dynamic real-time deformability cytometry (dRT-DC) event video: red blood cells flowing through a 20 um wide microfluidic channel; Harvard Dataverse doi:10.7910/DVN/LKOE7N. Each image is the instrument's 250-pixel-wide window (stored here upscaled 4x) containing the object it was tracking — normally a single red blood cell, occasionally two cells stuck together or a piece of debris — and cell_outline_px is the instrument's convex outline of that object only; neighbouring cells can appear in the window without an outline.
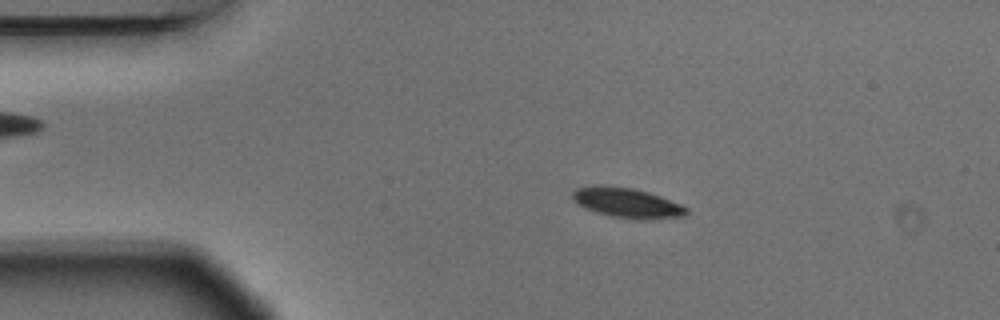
{"species": "Egyptian fruit bat (a non-hibernating species)", "species_latin": "Rousettus aegyptiacus", "temperature_condition": "warm", "stored_images_in_passage": 6, "camera_frame_rate_fps": 3000, "um_per_image_px": 0.085, "animal": {"sex": "male"}, "frame": {"image": 1, "passage_image": 2, "time_ms": 0.333, "image_size_px": [1000, 320], "cell_outline_px": [[688, 212], [684, 216], [648, 220], [636, 220], [612, 216], [596, 212], [584, 208], [572, 200], [572, 192], [576, 188], [596, 184], [600, 184], [632, 188], [648, 192], [660, 196], [680, 204], [688, 208]], "centroid_in_image_um": [53.27, 17.24], "position_along_channel_um": 31.7, "area_um2": 20.11}}
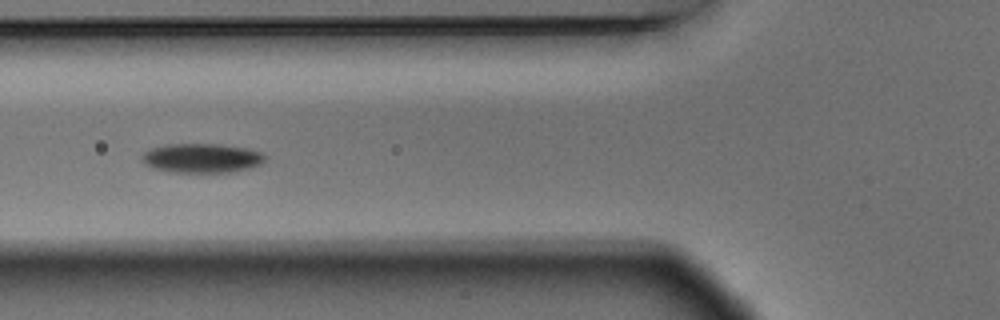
{"frame": {"image": 2, "passage_image": 5, "time_ms": 1.333, "image_size_px": [1000, 320], "cell_outline_px": [[268, 156], [260, 164], [252, 168], [232, 172], [168, 172], [152, 168], [144, 164], [140, 160], [140, 156], [148, 148], [164, 144], [220, 144], [248, 148], [264, 152]], "centroid_in_image_um": [17.13, 13.43], "position_along_channel_um": 108.7, "area_um2": 21.62}}
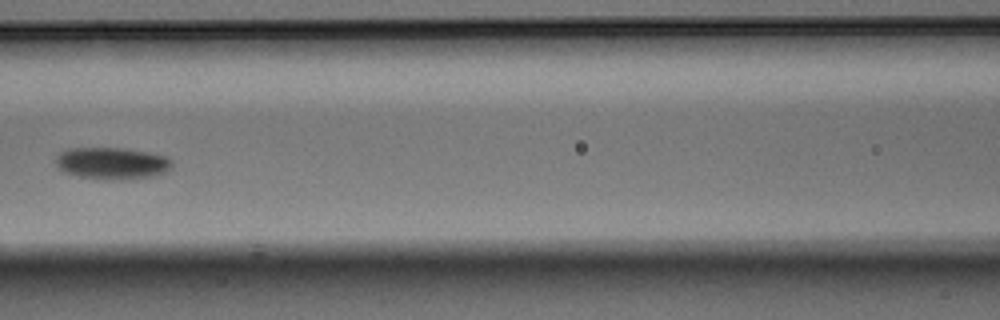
{"frame": {"image": 3, "passage_image": 6, "time_ms": 1.667, "image_size_px": [1000, 320], "cell_outline_px": [[172, 164], [168, 172], [152, 176], [120, 180], [80, 176], [64, 172], [56, 164], [56, 156], [60, 152], [68, 148], [124, 148], [148, 152], [164, 156], [172, 160]], "centroid_in_image_um": [9.53, 13.86], "position_along_channel_um": 157.1, "area_um2": 21.44}}